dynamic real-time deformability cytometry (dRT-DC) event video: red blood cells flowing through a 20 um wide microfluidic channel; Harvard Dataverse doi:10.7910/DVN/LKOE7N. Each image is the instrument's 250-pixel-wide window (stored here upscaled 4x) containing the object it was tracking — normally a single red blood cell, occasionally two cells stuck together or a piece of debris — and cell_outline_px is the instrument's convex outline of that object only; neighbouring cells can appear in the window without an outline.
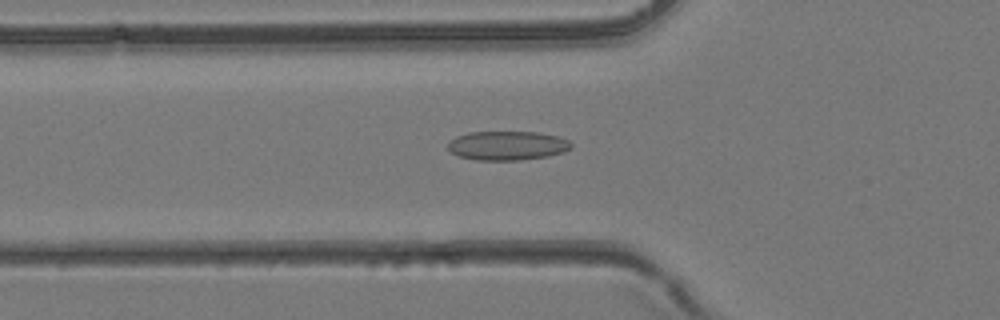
{"species": "common noctule bat (a hibernating species)", "species_latin": "Nyctalus noctula", "temperature_condition": "room temperature", "stored_images_in_passage": 44, "camera_frame_rate_fps": 3000, "um_per_image_px": 0.085, "animal": {"sex": "female", "body_mass_g": 24.6, "forearm_length_mm": 56.2}, "frame": {"image": 1, "passage_image": 16, "time_ms": 5.0, "image_size_px": [1000, 320], "cell_outline_px": [[572, 148], [564, 152], [548, 156], [520, 160], [476, 160], [460, 156], [452, 152], [448, 148], [448, 144], [456, 136], [468, 132], [540, 132], [556, 136], [568, 140], [572, 144]], "centroid_in_image_um": [43.15, 12.37], "position_along_channel_um": 82.7, "area_um2": 20.87}}
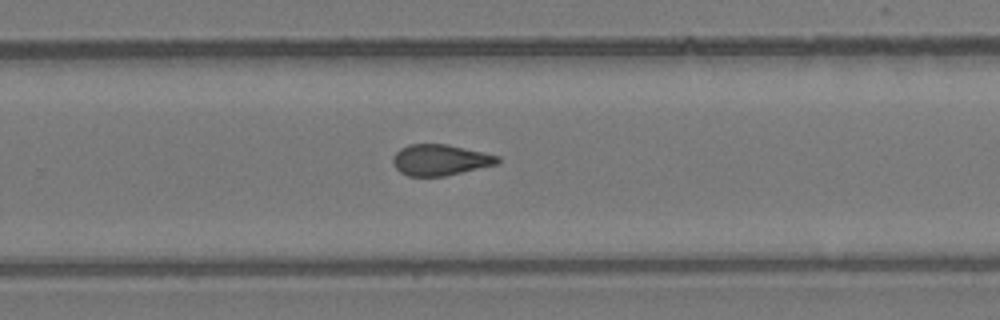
{"frame": {"image": 2, "passage_image": 29, "time_ms": 9.333, "image_size_px": [1000, 320], "cell_outline_px": [[500, 160], [496, 164], [444, 176], [408, 176], [400, 172], [396, 168], [392, 160], [392, 156], [400, 148], [408, 144], [448, 144], [500, 156]], "centroid_in_image_um": [37.38, 13.58], "position_along_channel_um": 292.4, "area_um2": 18.84}}
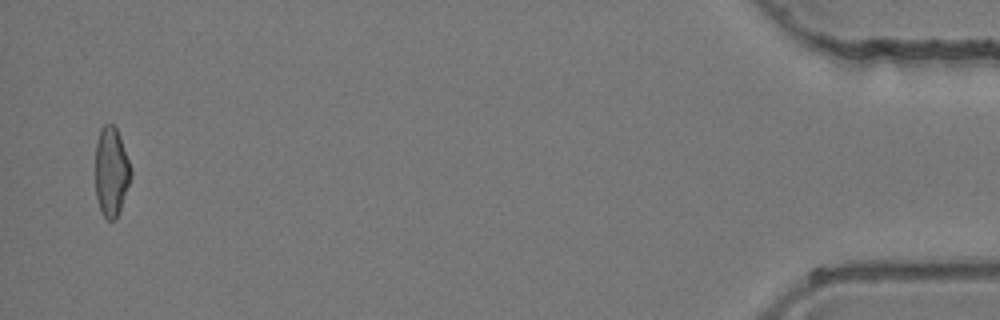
{"frame": {"image": 3, "passage_image": 43, "time_ms": 14.0, "image_size_px": [1000, 320], "cell_outline_px": [[132, 176], [116, 220], [108, 220], [100, 212], [96, 196], [96, 144], [100, 128], [104, 124], [112, 124], [116, 128], [132, 168]], "centroid_in_image_um": [9.46, 14.61], "position_along_channel_um": 425.7, "area_um2": 18.5}}